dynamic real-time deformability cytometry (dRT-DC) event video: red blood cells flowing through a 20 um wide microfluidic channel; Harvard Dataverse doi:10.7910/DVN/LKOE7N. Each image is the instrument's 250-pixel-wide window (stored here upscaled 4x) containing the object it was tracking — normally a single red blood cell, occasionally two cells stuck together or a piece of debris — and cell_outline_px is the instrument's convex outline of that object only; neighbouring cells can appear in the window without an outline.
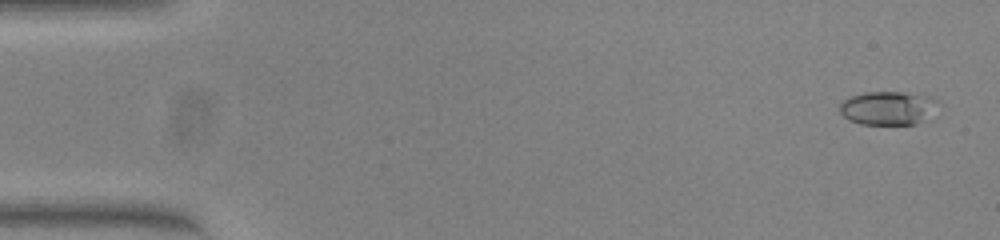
{"species": "common noctule bat (a hibernating species)", "species_latin": "Nyctalus noctula", "temperature_condition": "warm", "stored_images_in_passage": 53, "camera_frame_rate_fps": 3000, "um_per_image_px": 0.085, "animal": {"sex": "female", "body_mass_g": 23.0, "forearm_length_mm": 53.4}, "frame": {"image": 1, "passage_image": 2, "time_ms": 0.333, "image_size_px": [1000, 240], "cell_outline_px": [[944, 104], [940, 116], [916, 124], [860, 124], [848, 120], [840, 112], [840, 104], [844, 100], [852, 96], [864, 92], [904, 92], [932, 96]], "centroid_in_image_um": [75.71, 9.19], "position_along_channel_um": 9.3, "area_um2": 20.4}}
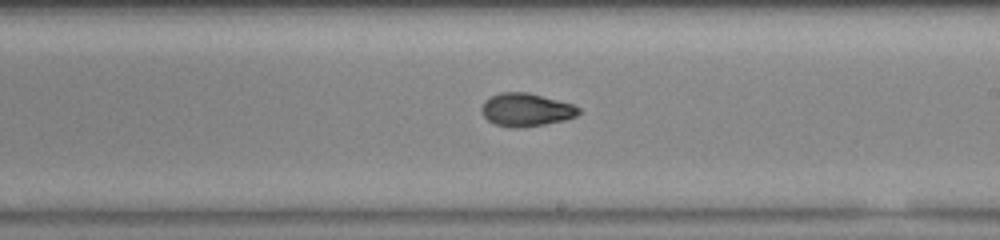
{"frame": {"image": 2, "passage_image": 31, "time_ms": 10.0, "image_size_px": [1000, 240], "cell_outline_px": [[580, 112], [576, 116], [564, 120], [544, 124], [520, 128], [512, 128], [496, 124], [488, 120], [484, 116], [484, 100], [500, 92], [528, 92], [572, 104], [580, 108]], "centroid_in_image_um": [44.74, 9.33], "position_along_channel_um": 244.3, "area_um2": 18.44}}
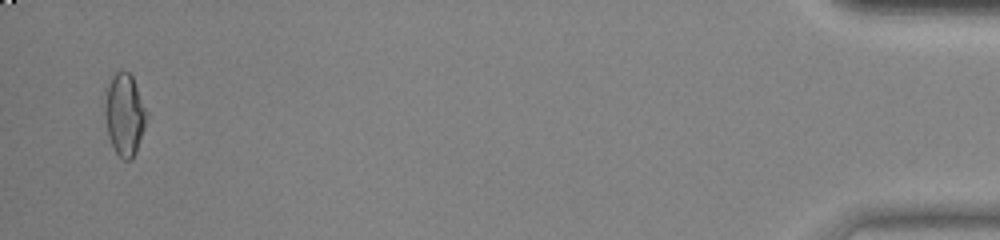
{"frame": {"image": 3, "passage_image": 52, "time_ms": 17.0, "image_size_px": [1000, 240], "cell_outline_px": [[148, 112], [144, 128], [136, 152], [132, 160], [124, 160], [116, 152], [108, 136], [104, 112], [108, 88], [112, 76], [116, 72], [128, 72], [132, 76]], "centroid_in_image_um": [10.6, 9.77], "position_along_channel_um": 424.6, "area_um2": 19.59}, "authors_computed_cell_mechanics": {"area_um2": 18.785, "velocity_mm_per_s": 3.8437, "shape_relaxation_time_tau1_ms": 5.5089, "shape_relaxation_time_tau2_ms": 2.2544, "deformation_change_tau1": 0.2195, "deformation_change_tau2": 0.0727}}